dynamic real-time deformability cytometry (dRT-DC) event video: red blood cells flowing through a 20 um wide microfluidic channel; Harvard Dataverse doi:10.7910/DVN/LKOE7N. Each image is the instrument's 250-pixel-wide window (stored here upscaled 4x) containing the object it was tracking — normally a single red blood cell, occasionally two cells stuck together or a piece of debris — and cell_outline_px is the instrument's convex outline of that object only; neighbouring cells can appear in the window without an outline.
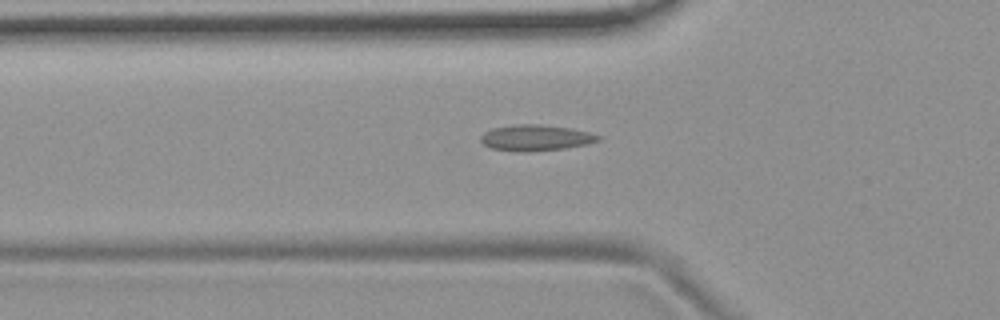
{"species": "common noctule bat (a hibernating species)", "species_latin": "Nyctalus noctula", "temperature_condition": "room temperature", "stored_images_in_passage": 55, "camera_frame_rate_fps": 3000, "um_per_image_px": 0.085, "animal": {"sex": "female", "body_mass_g": 19.9}, "frame": {"image": 1, "passage_image": 19, "time_ms": 6.0, "image_size_px": [1000, 320], "cell_outline_px": [[604, 136], [600, 140], [588, 144], [564, 148], [528, 152], [520, 152], [492, 148], [484, 144], [480, 140], [480, 136], [484, 132], [492, 128], [516, 124], [540, 124], [572, 128]], "centroid_in_image_um": [45.56, 11.7], "position_along_channel_um": 80.2, "area_um2": 17.92}}
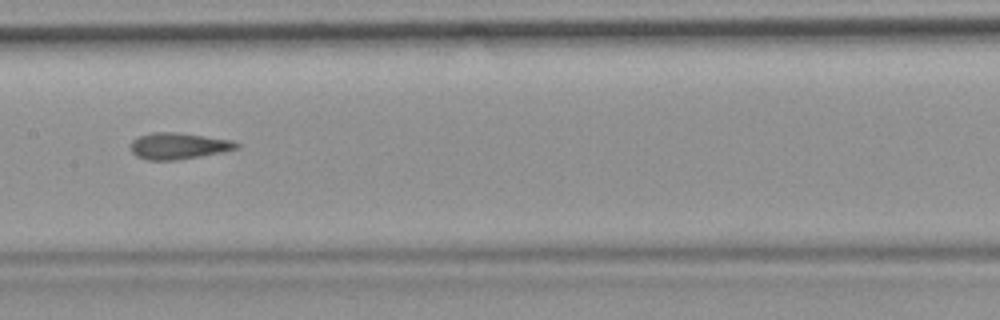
{"frame": {"image": 2, "passage_image": 28, "time_ms": 9.0, "image_size_px": [1000, 320], "cell_outline_px": [[240, 144], [236, 148], [224, 152], [176, 160], [148, 160], [136, 156], [132, 152], [132, 140], [140, 136], [152, 132], [176, 132], [232, 140]], "centroid_in_image_um": [15.17, 12.41], "position_along_channel_um": 192.2, "area_um2": 16.13}}
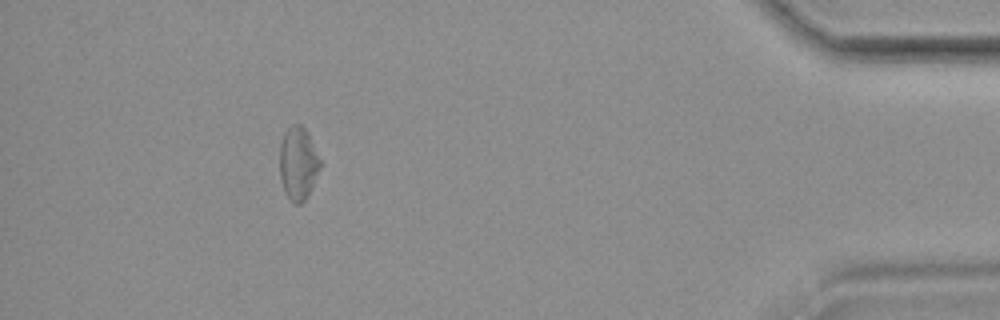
{"frame": {"image": 3, "passage_image": 50, "time_ms": 16.333, "image_size_px": [1000, 320], "cell_outline_px": [[320, 168], [308, 196], [300, 204], [296, 204], [284, 192], [280, 176], [280, 144], [284, 132], [292, 124], [300, 124], [308, 132], [320, 160]], "centroid_in_image_um": [25.33, 13.87], "position_along_channel_um": 409.9, "area_um2": 17.11}, "authors_computed_cell_mechanics": {"area_um2": 17.1666, "velocity_mm_per_s": 3.7172, "shape_relaxation_time_tau1_ms": null, "shape_relaxation_time_tau2_ms": 2.4184, "deformation_change_tau1": null, "deformation_change_tau2": 0.0957}}